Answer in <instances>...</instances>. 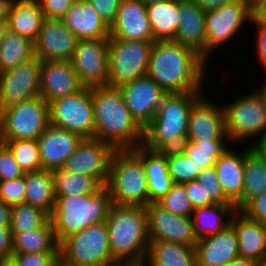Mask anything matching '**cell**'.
I'll use <instances>...</instances> for the list:
<instances>
[{"mask_svg":"<svg viewBox=\"0 0 266 266\" xmlns=\"http://www.w3.org/2000/svg\"><path fill=\"white\" fill-rule=\"evenodd\" d=\"M118 266H147L145 263L119 264Z\"/></svg>","mask_w":266,"mask_h":266,"instance_id":"65","label":"cell"},{"mask_svg":"<svg viewBox=\"0 0 266 266\" xmlns=\"http://www.w3.org/2000/svg\"><path fill=\"white\" fill-rule=\"evenodd\" d=\"M50 172L55 197L94 195L104 187L95 177L74 174L63 168H54Z\"/></svg>","mask_w":266,"mask_h":266,"instance_id":"34","label":"cell"},{"mask_svg":"<svg viewBox=\"0 0 266 266\" xmlns=\"http://www.w3.org/2000/svg\"><path fill=\"white\" fill-rule=\"evenodd\" d=\"M26 187L25 202L42 208L48 214L55 204L53 178L48 170H38L24 173Z\"/></svg>","mask_w":266,"mask_h":266,"instance_id":"35","label":"cell"},{"mask_svg":"<svg viewBox=\"0 0 266 266\" xmlns=\"http://www.w3.org/2000/svg\"><path fill=\"white\" fill-rule=\"evenodd\" d=\"M14 0H0V20H8Z\"/></svg>","mask_w":266,"mask_h":266,"instance_id":"57","label":"cell"},{"mask_svg":"<svg viewBox=\"0 0 266 266\" xmlns=\"http://www.w3.org/2000/svg\"><path fill=\"white\" fill-rule=\"evenodd\" d=\"M32 57L33 41L8 30L0 43V72L15 68Z\"/></svg>","mask_w":266,"mask_h":266,"instance_id":"37","label":"cell"},{"mask_svg":"<svg viewBox=\"0 0 266 266\" xmlns=\"http://www.w3.org/2000/svg\"><path fill=\"white\" fill-rule=\"evenodd\" d=\"M115 150L112 145L100 139H82L62 168L74 174L95 177L103 186H106L110 161Z\"/></svg>","mask_w":266,"mask_h":266,"instance_id":"16","label":"cell"},{"mask_svg":"<svg viewBox=\"0 0 266 266\" xmlns=\"http://www.w3.org/2000/svg\"><path fill=\"white\" fill-rule=\"evenodd\" d=\"M241 211L249 218L266 225V191L252 199Z\"/></svg>","mask_w":266,"mask_h":266,"instance_id":"51","label":"cell"},{"mask_svg":"<svg viewBox=\"0 0 266 266\" xmlns=\"http://www.w3.org/2000/svg\"><path fill=\"white\" fill-rule=\"evenodd\" d=\"M168 172L174 183L184 184L196 180L202 168L185 153L166 158Z\"/></svg>","mask_w":266,"mask_h":266,"instance_id":"41","label":"cell"},{"mask_svg":"<svg viewBox=\"0 0 266 266\" xmlns=\"http://www.w3.org/2000/svg\"><path fill=\"white\" fill-rule=\"evenodd\" d=\"M193 208L215 205L216 203L209 197L207 191L197 180H192L183 184Z\"/></svg>","mask_w":266,"mask_h":266,"instance_id":"47","label":"cell"},{"mask_svg":"<svg viewBox=\"0 0 266 266\" xmlns=\"http://www.w3.org/2000/svg\"><path fill=\"white\" fill-rule=\"evenodd\" d=\"M173 41L193 49L206 61L205 10L193 0H180V24Z\"/></svg>","mask_w":266,"mask_h":266,"instance_id":"24","label":"cell"},{"mask_svg":"<svg viewBox=\"0 0 266 266\" xmlns=\"http://www.w3.org/2000/svg\"><path fill=\"white\" fill-rule=\"evenodd\" d=\"M111 201L119 205H148V183L143 166V145L116 149L110 161L108 182Z\"/></svg>","mask_w":266,"mask_h":266,"instance_id":"5","label":"cell"},{"mask_svg":"<svg viewBox=\"0 0 266 266\" xmlns=\"http://www.w3.org/2000/svg\"><path fill=\"white\" fill-rule=\"evenodd\" d=\"M6 263H4V262H2L1 260H0V266H4Z\"/></svg>","mask_w":266,"mask_h":266,"instance_id":"67","label":"cell"},{"mask_svg":"<svg viewBox=\"0 0 266 266\" xmlns=\"http://www.w3.org/2000/svg\"><path fill=\"white\" fill-rule=\"evenodd\" d=\"M49 123L83 139L95 138L92 88L55 99L49 103Z\"/></svg>","mask_w":266,"mask_h":266,"instance_id":"12","label":"cell"},{"mask_svg":"<svg viewBox=\"0 0 266 266\" xmlns=\"http://www.w3.org/2000/svg\"><path fill=\"white\" fill-rule=\"evenodd\" d=\"M154 42L109 37L108 86L119 87L147 75Z\"/></svg>","mask_w":266,"mask_h":266,"instance_id":"10","label":"cell"},{"mask_svg":"<svg viewBox=\"0 0 266 266\" xmlns=\"http://www.w3.org/2000/svg\"><path fill=\"white\" fill-rule=\"evenodd\" d=\"M109 39H79L70 60L84 87L108 85Z\"/></svg>","mask_w":266,"mask_h":266,"instance_id":"14","label":"cell"},{"mask_svg":"<svg viewBox=\"0 0 266 266\" xmlns=\"http://www.w3.org/2000/svg\"><path fill=\"white\" fill-rule=\"evenodd\" d=\"M146 12L154 40H174L180 24V0L148 4Z\"/></svg>","mask_w":266,"mask_h":266,"instance_id":"30","label":"cell"},{"mask_svg":"<svg viewBox=\"0 0 266 266\" xmlns=\"http://www.w3.org/2000/svg\"><path fill=\"white\" fill-rule=\"evenodd\" d=\"M82 139L71 131L49 123L37 139L42 169L51 171L62 168Z\"/></svg>","mask_w":266,"mask_h":266,"instance_id":"22","label":"cell"},{"mask_svg":"<svg viewBox=\"0 0 266 266\" xmlns=\"http://www.w3.org/2000/svg\"><path fill=\"white\" fill-rule=\"evenodd\" d=\"M49 220V214L42 208L23 202L11 205L10 230L14 236L23 231H33Z\"/></svg>","mask_w":266,"mask_h":266,"instance_id":"38","label":"cell"},{"mask_svg":"<svg viewBox=\"0 0 266 266\" xmlns=\"http://www.w3.org/2000/svg\"><path fill=\"white\" fill-rule=\"evenodd\" d=\"M55 266H81V265H75L72 263L67 262L64 260L60 255L57 257Z\"/></svg>","mask_w":266,"mask_h":266,"instance_id":"63","label":"cell"},{"mask_svg":"<svg viewBox=\"0 0 266 266\" xmlns=\"http://www.w3.org/2000/svg\"><path fill=\"white\" fill-rule=\"evenodd\" d=\"M25 192L24 176L0 181V199L9 205L25 202Z\"/></svg>","mask_w":266,"mask_h":266,"instance_id":"45","label":"cell"},{"mask_svg":"<svg viewBox=\"0 0 266 266\" xmlns=\"http://www.w3.org/2000/svg\"><path fill=\"white\" fill-rule=\"evenodd\" d=\"M112 205L106 186L94 195L55 197L49 220L57 242L89 226L106 221Z\"/></svg>","mask_w":266,"mask_h":266,"instance_id":"4","label":"cell"},{"mask_svg":"<svg viewBox=\"0 0 266 266\" xmlns=\"http://www.w3.org/2000/svg\"><path fill=\"white\" fill-rule=\"evenodd\" d=\"M229 144V141L189 142L185 154L201 168H207L214 166Z\"/></svg>","mask_w":266,"mask_h":266,"instance_id":"40","label":"cell"},{"mask_svg":"<svg viewBox=\"0 0 266 266\" xmlns=\"http://www.w3.org/2000/svg\"><path fill=\"white\" fill-rule=\"evenodd\" d=\"M49 124V104L40 95L0 109V141L37 140Z\"/></svg>","mask_w":266,"mask_h":266,"instance_id":"9","label":"cell"},{"mask_svg":"<svg viewBox=\"0 0 266 266\" xmlns=\"http://www.w3.org/2000/svg\"><path fill=\"white\" fill-rule=\"evenodd\" d=\"M203 91L176 93L144 127L142 145L155 150L162 142L188 134L189 113Z\"/></svg>","mask_w":266,"mask_h":266,"instance_id":"7","label":"cell"},{"mask_svg":"<svg viewBox=\"0 0 266 266\" xmlns=\"http://www.w3.org/2000/svg\"><path fill=\"white\" fill-rule=\"evenodd\" d=\"M266 191V161L253 146L245 148L244 187L242 197L234 204L242 210L252 199Z\"/></svg>","mask_w":266,"mask_h":266,"instance_id":"29","label":"cell"},{"mask_svg":"<svg viewBox=\"0 0 266 266\" xmlns=\"http://www.w3.org/2000/svg\"><path fill=\"white\" fill-rule=\"evenodd\" d=\"M11 205L0 199V227H10Z\"/></svg>","mask_w":266,"mask_h":266,"instance_id":"54","label":"cell"},{"mask_svg":"<svg viewBox=\"0 0 266 266\" xmlns=\"http://www.w3.org/2000/svg\"><path fill=\"white\" fill-rule=\"evenodd\" d=\"M78 39H109L110 28L88 0H75L61 19Z\"/></svg>","mask_w":266,"mask_h":266,"instance_id":"26","label":"cell"},{"mask_svg":"<svg viewBox=\"0 0 266 266\" xmlns=\"http://www.w3.org/2000/svg\"><path fill=\"white\" fill-rule=\"evenodd\" d=\"M225 266H261V263L254 259L238 256Z\"/></svg>","mask_w":266,"mask_h":266,"instance_id":"56","label":"cell"},{"mask_svg":"<svg viewBox=\"0 0 266 266\" xmlns=\"http://www.w3.org/2000/svg\"><path fill=\"white\" fill-rule=\"evenodd\" d=\"M13 255V235L10 227H0V260L7 263Z\"/></svg>","mask_w":266,"mask_h":266,"instance_id":"53","label":"cell"},{"mask_svg":"<svg viewBox=\"0 0 266 266\" xmlns=\"http://www.w3.org/2000/svg\"><path fill=\"white\" fill-rule=\"evenodd\" d=\"M124 103L135 120L144 128L176 94L164 90L147 75L118 87Z\"/></svg>","mask_w":266,"mask_h":266,"instance_id":"13","label":"cell"},{"mask_svg":"<svg viewBox=\"0 0 266 266\" xmlns=\"http://www.w3.org/2000/svg\"><path fill=\"white\" fill-rule=\"evenodd\" d=\"M203 94L191 107L188 137L190 142L228 141L222 104Z\"/></svg>","mask_w":266,"mask_h":266,"instance_id":"18","label":"cell"},{"mask_svg":"<svg viewBox=\"0 0 266 266\" xmlns=\"http://www.w3.org/2000/svg\"><path fill=\"white\" fill-rule=\"evenodd\" d=\"M110 36L116 39L154 42L146 5L140 0H120Z\"/></svg>","mask_w":266,"mask_h":266,"instance_id":"21","label":"cell"},{"mask_svg":"<svg viewBox=\"0 0 266 266\" xmlns=\"http://www.w3.org/2000/svg\"><path fill=\"white\" fill-rule=\"evenodd\" d=\"M262 83L263 84L258 87L259 89L257 88L256 90L261 94L266 108V78L262 81Z\"/></svg>","mask_w":266,"mask_h":266,"instance_id":"62","label":"cell"},{"mask_svg":"<svg viewBox=\"0 0 266 266\" xmlns=\"http://www.w3.org/2000/svg\"><path fill=\"white\" fill-rule=\"evenodd\" d=\"M44 17L61 20L75 0H37Z\"/></svg>","mask_w":266,"mask_h":266,"instance_id":"48","label":"cell"},{"mask_svg":"<svg viewBox=\"0 0 266 266\" xmlns=\"http://www.w3.org/2000/svg\"><path fill=\"white\" fill-rule=\"evenodd\" d=\"M84 86L67 60H41L40 96L51 101L74 94Z\"/></svg>","mask_w":266,"mask_h":266,"instance_id":"20","label":"cell"},{"mask_svg":"<svg viewBox=\"0 0 266 266\" xmlns=\"http://www.w3.org/2000/svg\"><path fill=\"white\" fill-rule=\"evenodd\" d=\"M106 224L112 258L118 264L144 263L149 246L144 206H110Z\"/></svg>","mask_w":266,"mask_h":266,"instance_id":"3","label":"cell"},{"mask_svg":"<svg viewBox=\"0 0 266 266\" xmlns=\"http://www.w3.org/2000/svg\"><path fill=\"white\" fill-rule=\"evenodd\" d=\"M230 225L237 236L238 256L262 263L266 255V225L249 218L241 210L233 213Z\"/></svg>","mask_w":266,"mask_h":266,"instance_id":"25","label":"cell"},{"mask_svg":"<svg viewBox=\"0 0 266 266\" xmlns=\"http://www.w3.org/2000/svg\"><path fill=\"white\" fill-rule=\"evenodd\" d=\"M59 252V243L48 220L33 231H23L13 236V253Z\"/></svg>","mask_w":266,"mask_h":266,"instance_id":"36","label":"cell"},{"mask_svg":"<svg viewBox=\"0 0 266 266\" xmlns=\"http://www.w3.org/2000/svg\"><path fill=\"white\" fill-rule=\"evenodd\" d=\"M44 19L37 0H14L7 20L8 30L34 41Z\"/></svg>","mask_w":266,"mask_h":266,"instance_id":"31","label":"cell"},{"mask_svg":"<svg viewBox=\"0 0 266 266\" xmlns=\"http://www.w3.org/2000/svg\"><path fill=\"white\" fill-rule=\"evenodd\" d=\"M254 18L264 27H266V9H261Z\"/></svg>","mask_w":266,"mask_h":266,"instance_id":"60","label":"cell"},{"mask_svg":"<svg viewBox=\"0 0 266 266\" xmlns=\"http://www.w3.org/2000/svg\"><path fill=\"white\" fill-rule=\"evenodd\" d=\"M208 65L189 47L173 40L154 41L147 76L175 93L203 91Z\"/></svg>","mask_w":266,"mask_h":266,"instance_id":"1","label":"cell"},{"mask_svg":"<svg viewBox=\"0 0 266 266\" xmlns=\"http://www.w3.org/2000/svg\"><path fill=\"white\" fill-rule=\"evenodd\" d=\"M247 93V94H246ZM223 103V115L228 141L240 145L252 139L255 143L266 135V108L261 94L253 89Z\"/></svg>","mask_w":266,"mask_h":266,"instance_id":"6","label":"cell"},{"mask_svg":"<svg viewBox=\"0 0 266 266\" xmlns=\"http://www.w3.org/2000/svg\"><path fill=\"white\" fill-rule=\"evenodd\" d=\"M144 5H148L154 2L171 1V0H140Z\"/></svg>","mask_w":266,"mask_h":266,"instance_id":"64","label":"cell"},{"mask_svg":"<svg viewBox=\"0 0 266 266\" xmlns=\"http://www.w3.org/2000/svg\"><path fill=\"white\" fill-rule=\"evenodd\" d=\"M95 138L115 149H134L142 145L144 128L126 107L118 87H92Z\"/></svg>","mask_w":266,"mask_h":266,"instance_id":"2","label":"cell"},{"mask_svg":"<svg viewBox=\"0 0 266 266\" xmlns=\"http://www.w3.org/2000/svg\"><path fill=\"white\" fill-rule=\"evenodd\" d=\"M190 140L188 135L178 136L174 139L162 142L155 151L165 158L184 154Z\"/></svg>","mask_w":266,"mask_h":266,"instance_id":"50","label":"cell"},{"mask_svg":"<svg viewBox=\"0 0 266 266\" xmlns=\"http://www.w3.org/2000/svg\"><path fill=\"white\" fill-rule=\"evenodd\" d=\"M78 40L62 20L45 18L37 38L33 41L34 56L40 60L70 61Z\"/></svg>","mask_w":266,"mask_h":266,"instance_id":"19","label":"cell"},{"mask_svg":"<svg viewBox=\"0 0 266 266\" xmlns=\"http://www.w3.org/2000/svg\"><path fill=\"white\" fill-rule=\"evenodd\" d=\"M12 152L15 161L24 173L42 169L37 140L0 141Z\"/></svg>","mask_w":266,"mask_h":266,"instance_id":"39","label":"cell"},{"mask_svg":"<svg viewBox=\"0 0 266 266\" xmlns=\"http://www.w3.org/2000/svg\"><path fill=\"white\" fill-rule=\"evenodd\" d=\"M261 9H266V0L250 1V10L252 17H254Z\"/></svg>","mask_w":266,"mask_h":266,"instance_id":"58","label":"cell"},{"mask_svg":"<svg viewBox=\"0 0 266 266\" xmlns=\"http://www.w3.org/2000/svg\"><path fill=\"white\" fill-rule=\"evenodd\" d=\"M200 8L205 11L215 10L228 3L230 0H193Z\"/></svg>","mask_w":266,"mask_h":266,"instance_id":"55","label":"cell"},{"mask_svg":"<svg viewBox=\"0 0 266 266\" xmlns=\"http://www.w3.org/2000/svg\"><path fill=\"white\" fill-rule=\"evenodd\" d=\"M176 215L192 216L193 206L183 184L174 183L171 190L157 202Z\"/></svg>","mask_w":266,"mask_h":266,"instance_id":"42","label":"cell"},{"mask_svg":"<svg viewBox=\"0 0 266 266\" xmlns=\"http://www.w3.org/2000/svg\"><path fill=\"white\" fill-rule=\"evenodd\" d=\"M24 176L12 152L0 142V181L13 180Z\"/></svg>","mask_w":266,"mask_h":266,"instance_id":"46","label":"cell"},{"mask_svg":"<svg viewBox=\"0 0 266 266\" xmlns=\"http://www.w3.org/2000/svg\"><path fill=\"white\" fill-rule=\"evenodd\" d=\"M99 17L110 28L115 22L120 0H88Z\"/></svg>","mask_w":266,"mask_h":266,"instance_id":"49","label":"cell"},{"mask_svg":"<svg viewBox=\"0 0 266 266\" xmlns=\"http://www.w3.org/2000/svg\"><path fill=\"white\" fill-rule=\"evenodd\" d=\"M249 24H254L256 28V39H255V48L256 56L259 61V65L264 69L266 73V27L262 26L254 17L251 18Z\"/></svg>","mask_w":266,"mask_h":266,"instance_id":"52","label":"cell"},{"mask_svg":"<svg viewBox=\"0 0 266 266\" xmlns=\"http://www.w3.org/2000/svg\"><path fill=\"white\" fill-rule=\"evenodd\" d=\"M41 60L34 56L0 72V109L40 95Z\"/></svg>","mask_w":266,"mask_h":266,"instance_id":"15","label":"cell"},{"mask_svg":"<svg viewBox=\"0 0 266 266\" xmlns=\"http://www.w3.org/2000/svg\"><path fill=\"white\" fill-rule=\"evenodd\" d=\"M232 144L221 154L214 164V169L224 195L235 204L242 197L244 187V158L243 151L233 150Z\"/></svg>","mask_w":266,"mask_h":266,"instance_id":"27","label":"cell"},{"mask_svg":"<svg viewBox=\"0 0 266 266\" xmlns=\"http://www.w3.org/2000/svg\"><path fill=\"white\" fill-rule=\"evenodd\" d=\"M59 255L75 265H119L111 256L106 221L69 235L59 244Z\"/></svg>","mask_w":266,"mask_h":266,"instance_id":"8","label":"cell"},{"mask_svg":"<svg viewBox=\"0 0 266 266\" xmlns=\"http://www.w3.org/2000/svg\"><path fill=\"white\" fill-rule=\"evenodd\" d=\"M8 31V23L6 20H0V43L5 37V34Z\"/></svg>","mask_w":266,"mask_h":266,"instance_id":"61","label":"cell"},{"mask_svg":"<svg viewBox=\"0 0 266 266\" xmlns=\"http://www.w3.org/2000/svg\"><path fill=\"white\" fill-rule=\"evenodd\" d=\"M59 252L13 253L8 266H55Z\"/></svg>","mask_w":266,"mask_h":266,"instance_id":"44","label":"cell"},{"mask_svg":"<svg viewBox=\"0 0 266 266\" xmlns=\"http://www.w3.org/2000/svg\"><path fill=\"white\" fill-rule=\"evenodd\" d=\"M261 266H266V255H265V257H264V259H263V261L261 263Z\"/></svg>","mask_w":266,"mask_h":266,"instance_id":"66","label":"cell"},{"mask_svg":"<svg viewBox=\"0 0 266 266\" xmlns=\"http://www.w3.org/2000/svg\"><path fill=\"white\" fill-rule=\"evenodd\" d=\"M147 266H197L195 247L174 241L149 240Z\"/></svg>","mask_w":266,"mask_h":266,"instance_id":"28","label":"cell"},{"mask_svg":"<svg viewBox=\"0 0 266 266\" xmlns=\"http://www.w3.org/2000/svg\"><path fill=\"white\" fill-rule=\"evenodd\" d=\"M252 146L266 161V135L260 138Z\"/></svg>","mask_w":266,"mask_h":266,"instance_id":"59","label":"cell"},{"mask_svg":"<svg viewBox=\"0 0 266 266\" xmlns=\"http://www.w3.org/2000/svg\"><path fill=\"white\" fill-rule=\"evenodd\" d=\"M197 266H225L238 257V240L229 224L217 234L198 239L196 246Z\"/></svg>","mask_w":266,"mask_h":266,"instance_id":"23","label":"cell"},{"mask_svg":"<svg viewBox=\"0 0 266 266\" xmlns=\"http://www.w3.org/2000/svg\"><path fill=\"white\" fill-rule=\"evenodd\" d=\"M143 166L148 183V205L157 203L174 184L168 172L167 160L155 150L143 146Z\"/></svg>","mask_w":266,"mask_h":266,"instance_id":"32","label":"cell"},{"mask_svg":"<svg viewBox=\"0 0 266 266\" xmlns=\"http://www.w3.org/2000/svg\"><path fill=\"white\" fill-rule=\"evenodd\" d=\"M196 180L201 183L216 204L234 205L222 192L214 166L202 168Z\"/></svg>","mask_w":266,"mask_h":266,"instance_id":"43","label":"cell"},{"mask_svg":"<svg viewBox=\"0 0 266 266\" xmlns=\"http://www.w3.org/2000/svg\"><path fill=\"white\" fill-rule=\"evenodd\" d=\"M251 18L247 0H230L218 9L205 11L206 62H210L212 52L221 51L223 45L237 38Z\"/></svg>","mask_w":266,"mask_h":266,"instance_id":"11","label":"cell"},{"mask_svg":"<svg viewBox=\"0 0 266 266\" xmlns=\"http://www.w3.org/2000/svg\"><path fill=\"white\" fill-rule=\"evenodd\" d=\"M145 210L149 240L174 241L187 246H196L198 238L194 232L191 216L176 215L158 203H150Z\"/></svg>","mask_w":266,"mask_h":266,"instance_id":"17","label":"cell"},{"mask_svg":"<svg viewBox=\"0 0 266 266\" xmlns=\"http://www.w3.org/2000/svg\"><path fill=\"white\" fill-rule=\"evenodd\" d=\"M235 211L234 205L223 204L194 208L191 217L197 238L211 236L225 229Z\"/></svg>","mask_w":266,"mask_h":266,"instance_id":"33","label":"cell"}]
</instances>
